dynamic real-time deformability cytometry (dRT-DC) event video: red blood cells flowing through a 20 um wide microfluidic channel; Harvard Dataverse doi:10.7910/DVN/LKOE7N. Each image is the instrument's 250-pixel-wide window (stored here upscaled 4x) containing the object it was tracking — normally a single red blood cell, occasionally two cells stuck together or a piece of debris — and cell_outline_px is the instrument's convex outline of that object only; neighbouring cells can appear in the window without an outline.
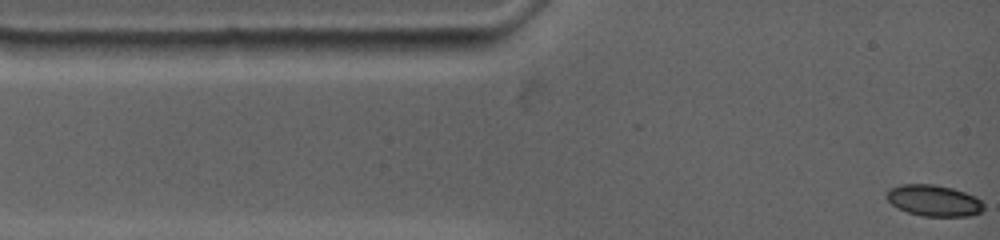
{"species": "common noctule bat (a hibernating species)", "species_latin": "Nyctalus noctula", "temperature_condition": "warm", "stored_images_in_passage": 36, "camera_frame_rate_fps": 4500, "um_per_image_px": 0.085, "animal": {"sex": "female", "body_mass_g": 19.0, "forearm_length_mm": 53.3}, "frame": {"image": 1, "passage_image": 1, "time_ms": 0.0, "image_size_px": [1000, 240], "cell_outline_px": [[984, 208], [980, 212], [968, 216], [924, 216], [908, 212], [896, 208], [888, 200], [884, 192], [888, 188], [900, 184], [932, 184], [952, 188], [976, 196], [984, 204]], "centroid_in_image_um": [79.34, 17.04], "position_along_channel_um": 5.7, "area_um2": 17.8}}
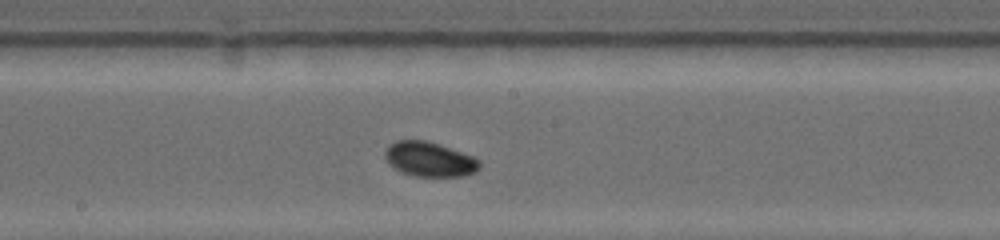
{"frame": {"image": 2, "passage_image": 21, "time_ms": 6.889, "image_size_px": [1000, 240], "cell_outline_px": [[480, 168], [476, 172], [464, 176], [412, 176], [400, 172], [392, 168], [388, 164], [384, 156], [384, 152], [388, 144], [396, 140], [424, 140], [440, 144], [472, 156], [480, 160]], "centroid_in_image_um": [36.47, 13.54], "position_along_channel_um": 211.7, "area_um2": 19.42}}
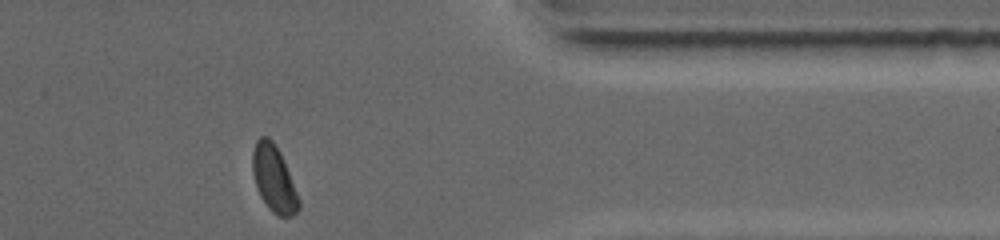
{"frame": {"image": 3, "passage_image": 36, "time_ms": 12.222, "image_size_px": [1000, 240], "cell_outline_px": [[300, 208], [292, 216], [276, 216], [268, 208], [260, 196], [252, 172], [252, 152], [256, 140], [260, 136], [268, 136], [272, 140], [280, 152], [300, 200]], "centroid_in_image_um": [23.27, 15.2], "position_along_channel_um": 388.1, "area_um2": 17.86}, "authors_computed_cell_mechanics": {"area_um2": 18.3226, "velocity_mm_per_s": 3.6599, "shape_relaxation_time_tau1_ms": 3.8668, "shape_relaxation_time_tau2_ms": null, "deformation_change_tau1": 0.0902, "deformation_change_tau2": null}}